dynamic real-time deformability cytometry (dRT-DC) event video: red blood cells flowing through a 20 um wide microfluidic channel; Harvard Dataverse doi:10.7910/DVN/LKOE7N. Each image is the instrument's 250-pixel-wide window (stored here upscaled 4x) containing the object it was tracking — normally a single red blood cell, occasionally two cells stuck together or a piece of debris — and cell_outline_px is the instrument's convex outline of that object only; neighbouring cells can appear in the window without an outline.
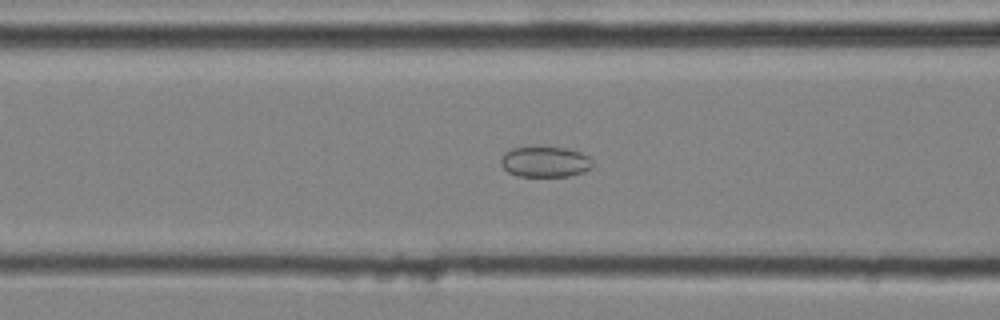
{"species": "common noctule bat (a hibernating species)", "species_latin": "Nyctalus noctula", "temperature_condition": "cold", "stored_images_in_passage": 42, "camera_frame_rate_fps": 3000, "um_per_image_px": 0.085, "animal": {"sex": "male", "body_mass_g": 20.4}, "frame": {"image": 1, "passage_image": 19, "time_ms": 6.0, "image_size_px": [1000, 320], "cell_outline_px": [[592, 168], [584, 172], [568, 176], [520, 176], [508, 172], [500, 164], [500, 160], [504, 152], [512, 148], [536, 144], [568, 148], [580, 152], [588, 156], [592, 160]], "centroid_in_image_um": [46.31, 13.7], "position_along_channel_um": 120.3, "area_um2": 17.05}}
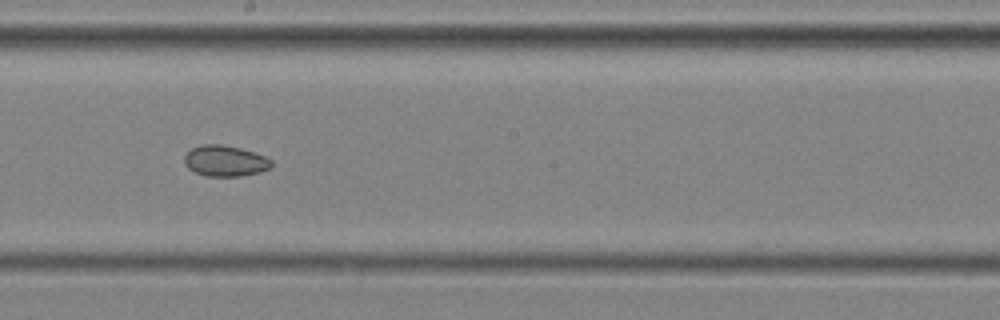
{"frame": {"image": 2, "passage_image": 27, "time_ms": 8.667, "image_size_px": [1000, 320], "cell_outline_px": [[272, 168], [260, 172], [240, 176], [204, 176], [188, 168], [184, 164], [184, 156], [192, 148], [200, 144], [220, 144], [240, 148], [264, 156], [272, 160]], "centroid_in_image_um": [19.13, 13.68], "position_along_channel_um": 229.1, "area_um2": 15.72}}
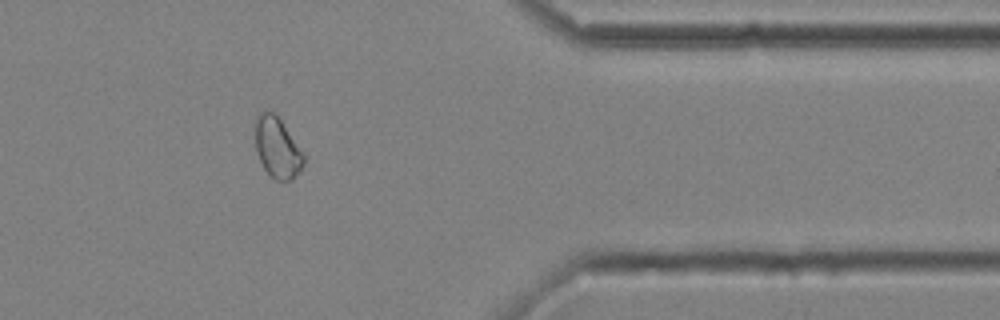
{"frame": {"image": 3, "passage_image": 40, "time_ms": 13.0, "image_size_px": [1000, 320], "cell_outline_px": [[304, 164], [292, 180], [276, 180], [264, 168], [256, 152], [252, 124], [256, 116], [260, 112], [272, 112], [280, 120], [304, 152]], "centroid_in_image_um": [23.52, 12.52], "position_along_channel_um": 387.9, "area_um2": 17.28}}